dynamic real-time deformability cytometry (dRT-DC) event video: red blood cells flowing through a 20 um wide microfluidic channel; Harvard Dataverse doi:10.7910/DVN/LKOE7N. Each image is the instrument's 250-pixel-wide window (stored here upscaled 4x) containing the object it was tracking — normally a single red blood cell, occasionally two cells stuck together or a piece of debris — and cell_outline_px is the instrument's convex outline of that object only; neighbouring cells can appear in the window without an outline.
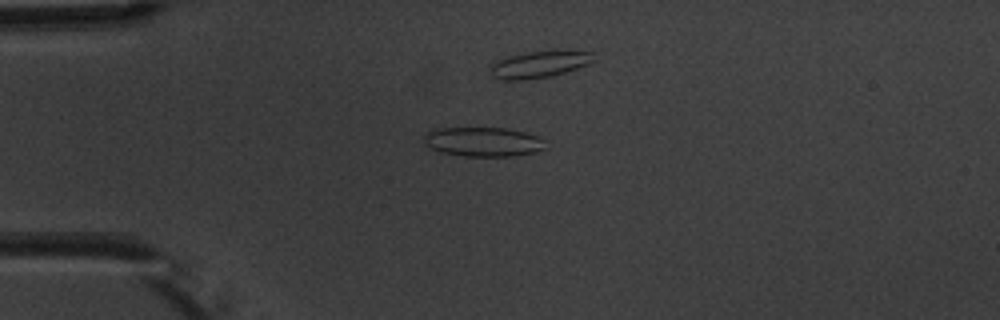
{"species": "common noctule bat (a hibernating species)", "species_latin": "Nyctalus noctula", "temperature_condition": "warm", "stored_images_in_passage": 6, "camera_frame_rate_fps": 3000, "um_per_image_px": 0.085, "animal": {"sex": "male", "body_mass_g": 20.1, "forearm_length_mm": 53.5}, "frame": {"image": 1, "passage_image": 5, "time_ms": 4.333, "image_size_px": [1000, 320], "cell_outline_px": [[544, 148], [536, 152], [512, 156], [464, 156], [440, 152], [424, 144], [424, 136], [428, 132], [436, 128], [508, 128], [524, 132], [536, 136], [544, 140]], "centroid_in_image_um": [41.05, 12.05], "position_along_channel_um": 43.9, "area_um2": 20.69}}